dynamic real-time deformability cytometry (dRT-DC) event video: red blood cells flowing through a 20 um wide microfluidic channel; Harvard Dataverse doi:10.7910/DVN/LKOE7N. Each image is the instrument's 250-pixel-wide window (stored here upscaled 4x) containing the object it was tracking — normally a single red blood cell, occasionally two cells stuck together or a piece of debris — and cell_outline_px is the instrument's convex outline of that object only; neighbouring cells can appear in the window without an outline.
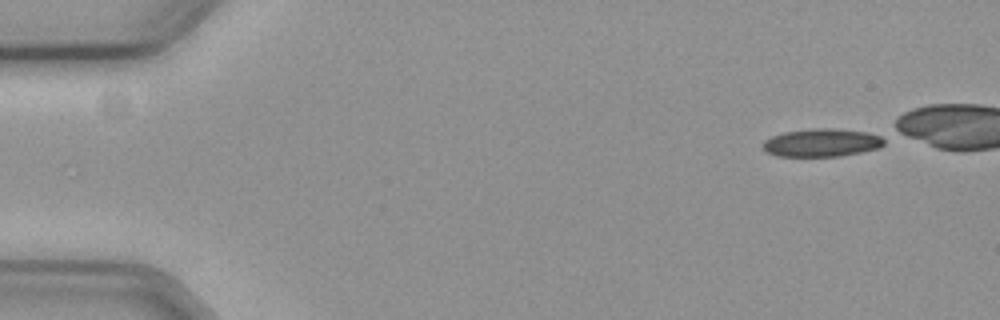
{"species": "common noctule bat (a hibernating species)", "species_latin": "Nyctalus noctula", "temperature_condition": "cold", "stored_images_in_passage": 46, "camera_frame_rate_fps": 3000, "um_per_image_px": 0.085, "animal": {"sex": "female", "body_mass_g": 19.3, "forearm_length_mm": 54.1}, "frame": {"image": 1, "passage_image": 1, "time_ms": 0.0, "image_size_px": [1000, 320], "cell_outline_px": [[884, 144], [880, 148], [840, 156], [776, 156], [764, 152], [764, 140], [772, 136], [784, 132], [816, 128], [832, 128], [868, 132], [880, 136], [884, 140]], "centroid_in_image_um": [69.84, 12.13], "position_along_channel_um": 15.2, "area_um2": 19.77}}
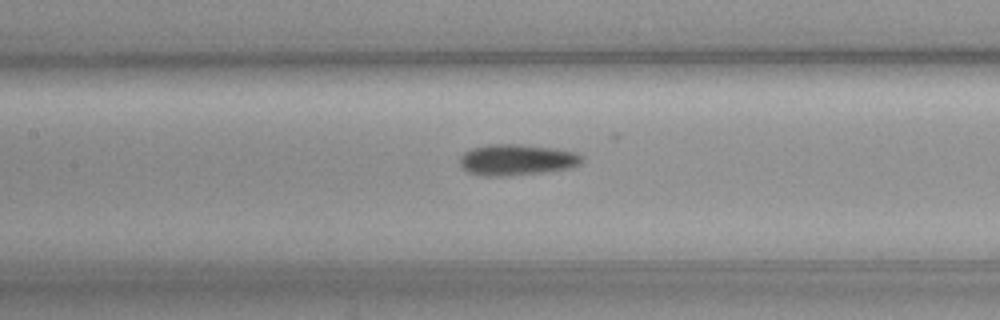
{"frame": {"image": 2, "passage_image": 23, "time_ms": 7.333, "image_size_px": [1000, 320], "cell_outline_px": [[584, 160], [580, 164], [572, 168], [544, 172], [504, 176], [484, 176], [468, 172], [460, 164], [460, 156], [464, 152], [472, 148], [492, 144], [516, 144], [552, 148], [576, 152], [584, 156]], "centroid_in_image_um": [43.96, 13.59], "position_along_channel_um": 163.4, "area_um2": 22.14}}
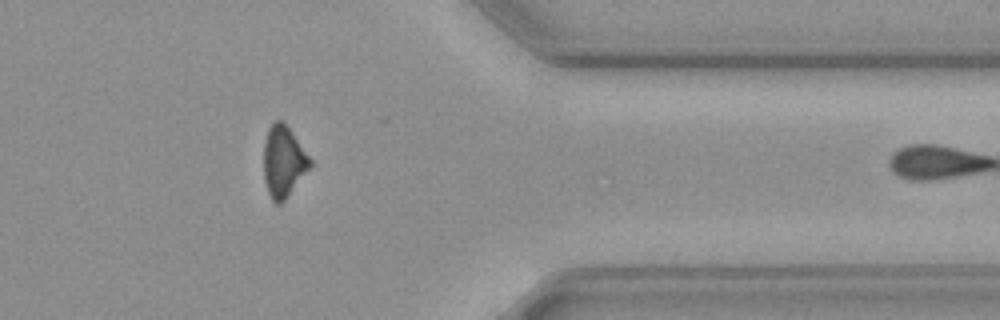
{"frame": {"image": 3, "passage_image": 43, "time_ms": 14.0, "image_size_px": [1000, 320], "cell_outline_px": [[312, 164], [284, 200], [280, 204], [276, 204], [272, 200], [268, 192], [264, 180], [264, 144], [268, 128], [276, 120], [280, 120], [288, 128], [312, 160]], "centroid_in_image_um": [24.07, 13.74], "position_along_channel_um": 387.3, "area_um2": 18.73}}